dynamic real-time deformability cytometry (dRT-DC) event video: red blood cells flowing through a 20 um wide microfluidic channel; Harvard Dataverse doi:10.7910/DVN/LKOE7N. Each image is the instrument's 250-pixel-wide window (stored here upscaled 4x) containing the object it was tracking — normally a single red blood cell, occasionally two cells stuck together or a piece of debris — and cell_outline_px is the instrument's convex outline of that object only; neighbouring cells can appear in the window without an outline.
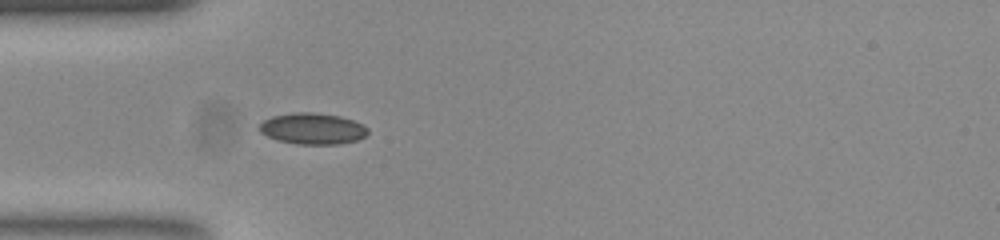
{"species": "common noctule bat (a hibernating species)", "species_latin": "Nyctalus noctula", "temperature_condition": "room temperature", "stored_images_in_passage": 52, "camera_frame_rate_fps": 3000, "um_per_image_px": 0.085, "animal": {"sex": "female", "body_mass_g": 23.0, "forearm_length_mm": 53.4}, "frame": {"image": 1, "passage_image": 15, "time_ms": 4.667, "image_size_px": [1000, 240], "cell_outline_px": [[368, 132], [364, 136], [356, 140], [340, 144], [296, 144], [276, 140], [260, 132], [260, 124], [264, 120], [272, 116], [292, 112], [312, 112], [340, 116], [364, 124], [368, 128]], "centroid_in_image_um": [26.57, 10.93], "position_along_channel_um": 58.4, "area_um2": 19.77}}
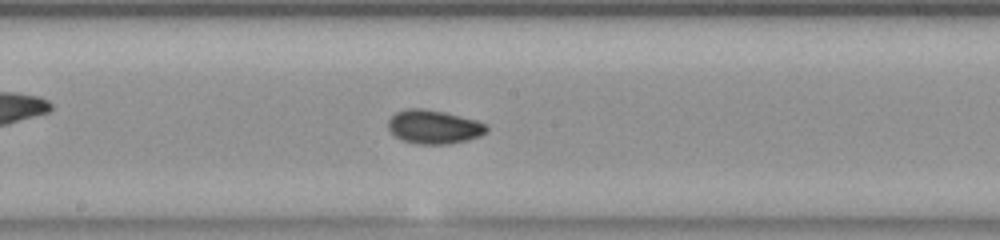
{"frame": {"image": 2, "passage_image": 27, "time_ms": 8.667, "image_size_px": [1000, 240], "cell_outline_px": [[488, 132], [480, 136], [468, 140], [448, 144], [416, 144], [404, 140], [396, 136], [388, 128], [388, 120], [396, 112], [404, 108], [424, 108], [444, 112], [476, 120], [488, 124]], "centroid_in_image_um": [36.9, 10.78], "position_along_channel_um": 211.3, "area_um2": 19.48}}
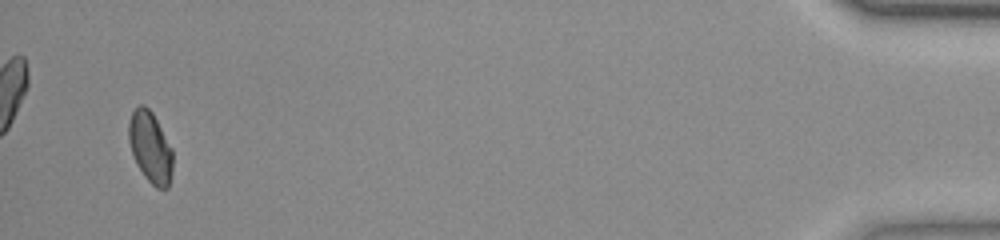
{"frame": {"image": 3, "passage_image": 50, "time_ms": 16.333, "image_size_px": [1000, 240], "cell_outline_px": [[172, 172], [168, 188], [156, 188], [144, 176], [136, 164], [128, 140], [128, 124], [132, 112], [140, 104], [144, 104], [152, 112], [172, 148]], "centroid_in_image_um": [12.77, 12.52], "position_along_channel_um": 422.4, "area_um2": 18.21}, "authors_computed_cell_mechanics": {"area_um2": 18.1781, "velocity_mm_per_s": 3.8849, "shape_relaxation_time_tau1_ms": 3.3191, "shape_relaxation_time_tau2_ms": 1.3054, "deformation_change_tau1": 0.091, "deformation_change_tau2": 0.037}}